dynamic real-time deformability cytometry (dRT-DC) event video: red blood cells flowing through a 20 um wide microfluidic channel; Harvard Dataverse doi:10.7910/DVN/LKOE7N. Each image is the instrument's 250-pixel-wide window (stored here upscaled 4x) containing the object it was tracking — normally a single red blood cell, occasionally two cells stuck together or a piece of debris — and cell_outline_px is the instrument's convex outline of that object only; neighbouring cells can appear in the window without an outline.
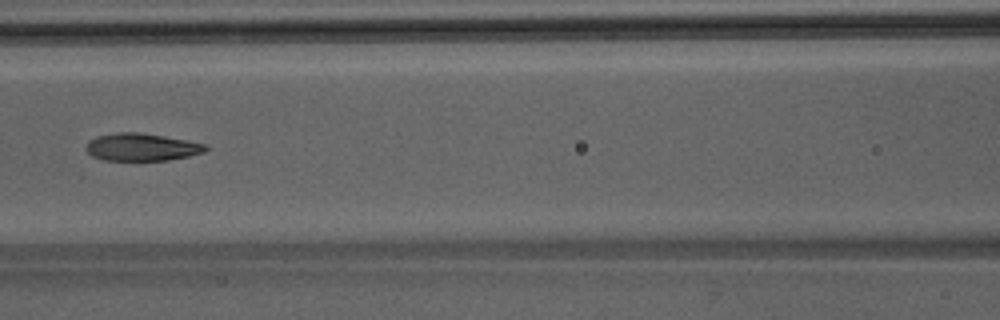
{"species": "Egyptian fruit bat (a non-hibernating species)", "species_latin": "Rousettus aegyptiacus", "temperature_condition": "room temperature", "stored_images_in_passage": 38, "camera_frame_rate_fps": 3000, "um_per_image_px": 0.085, "animal": {"sex": "male"}, "frame": {"image": 1, "passage_image": 12, "time_ms": 3.667, "image_size_px": [1000, 320], "cell_outline_px": [[208, 148], [204, 152], [188, 156], [168, 160], [104, 160], [92, 156], [84, 148], [88, 140], [96, 136], [120, 132], [136, 132], [164, 136], [208, 144]], "centroid_in_image_um": [12.02, 12.5], "position_along_channel_um": 154.6, "area_um2": 19.19}}
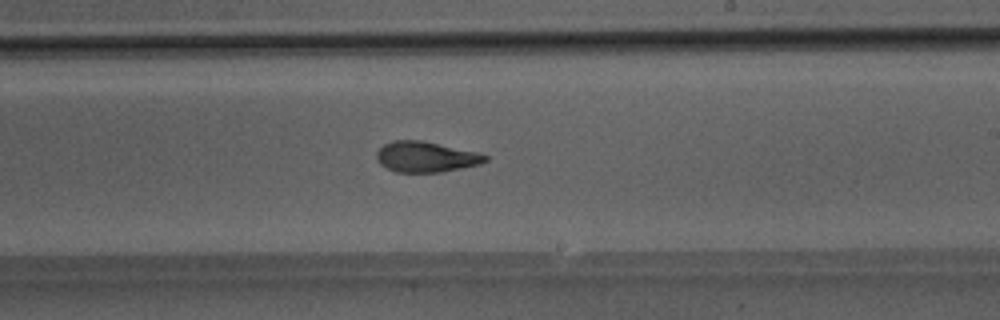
{"frame": {"image": 2, "passage_image": 19, "time_ms": 6.0, "image_size_px": [1000, 320], "cell_outline_px": [[488, 160], [480, 164], [440, 172], [396, 172], [380, 164], [376, 160], [376, 152], [384, 144], [392, 140], [420, 140], [476, 152], [488, 156]], "centroid_in_image_um": [36.16, 13.33], "position_along_channel_um": 252.8, "area_um2": 19.19}}
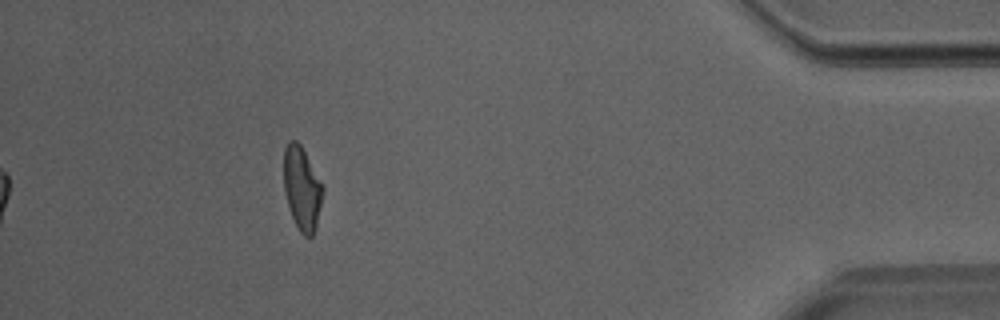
{"frame": {"image": 3, "passage_image": 34, "time_ms": 11.0, "image_size_px": [1000, 320], "cell_outline_px": [[324, 192], [316, 228], [312, 236], [304, 236], [300, 232], [292, 216], [284, 192], [284, 148], [288, 140], [296, 140], [300, 144], [324, 184]], "centroid_in_image_um": [25.69, 15.99], "position_along_channel_um": 409.5, "area_um2": 19.19}}